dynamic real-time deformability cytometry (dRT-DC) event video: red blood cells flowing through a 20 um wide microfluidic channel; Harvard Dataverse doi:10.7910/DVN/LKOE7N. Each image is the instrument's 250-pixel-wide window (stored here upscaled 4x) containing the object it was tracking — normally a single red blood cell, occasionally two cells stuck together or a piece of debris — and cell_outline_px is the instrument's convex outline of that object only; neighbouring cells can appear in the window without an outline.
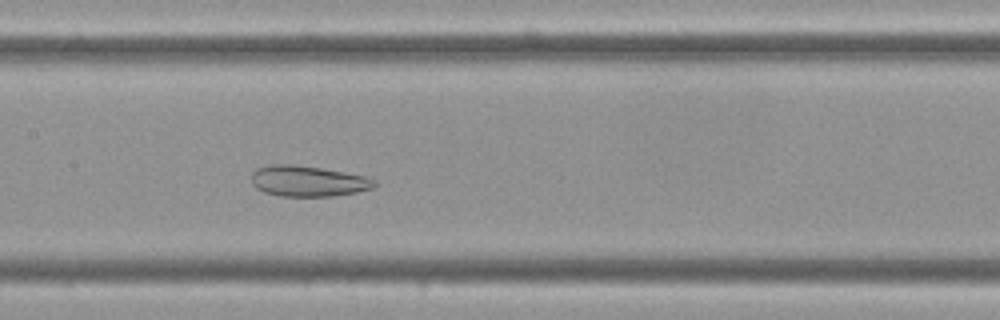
{"species": "Egyptian fruit bat (a non-hibernating species)", "species_latin": "Rousettus aegyptiacus", "temperature_condition": "cold", "stored_images_in_passage": 54, "camera_frame_rate_fps": 3000, "um_per_image_px": 0.085, "frame": {"image": 1, "passage_image": 25, "time_ms": 8.0, "image_size_px": [1000, 320], "cell_outline_px": [[376, 184], [372, 188], [356, 192], [332, 196], [280, 196], [264, 192], [256, 188], [252, 184], [252, 172], [256, 168], [272, 164], [292, 164], [320, 168], [364, 176], [376, 180]], "centroid_in_image_um": [26.14, 15.39], "position_along_channel_um": 181.3, "area_um2": 21.91}}
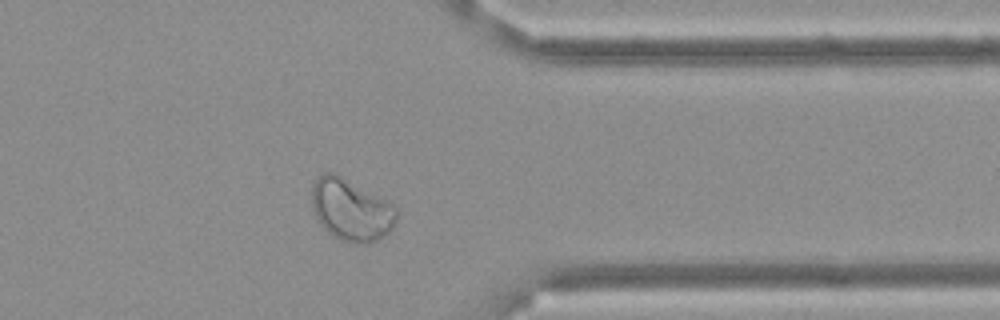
{"frame": {"image": 2, "passage_image": 43, "time_ms": 14.0, "image_size_px": [1000, 320], "cell_outline_px": [[396, 220], [392, 228], [388, 232], [376, 240], [356, 244], [352, 244], [340, 240], [332, 236], [316, 220], [312, 204], [312, 188], [316, 180], [324, 172], [336, 172], [392, 204], [396, 208]], "centroid_in_image_um": [29.81, 17.84], "position_along_channel_um": 381.6, "area_um2": 30.4}}
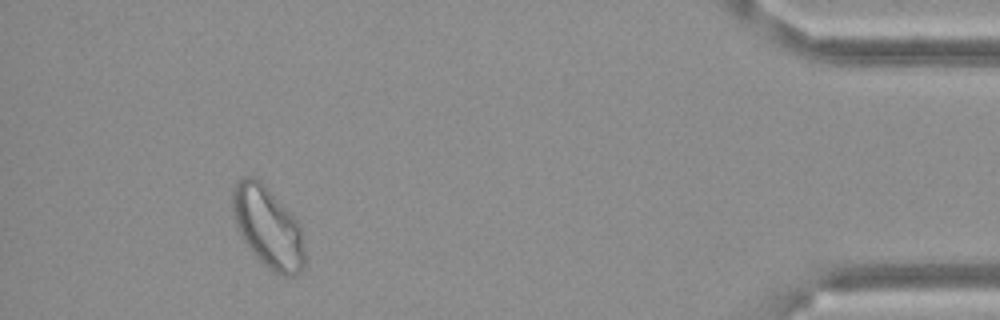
{"frame": {"image": 3, "passage_image": 50, "time_ms": 16.333, "image_size_px": [1000, 320], "cell_outline_px": [[304, 268], [300, 272], [292, 276], [284, 276], [272, 272], [252, 252], [240, 236], [236, 224], [232, 208], [232, 192], [236, 184], [244, 176], [252, 176], [260, 180], [296, 220], [300, 228], [304, 252]], "centroid_in_image_um": [22.75, 19.34], "position_along_channel_um": 412.4, "area_um2": 33.52}}